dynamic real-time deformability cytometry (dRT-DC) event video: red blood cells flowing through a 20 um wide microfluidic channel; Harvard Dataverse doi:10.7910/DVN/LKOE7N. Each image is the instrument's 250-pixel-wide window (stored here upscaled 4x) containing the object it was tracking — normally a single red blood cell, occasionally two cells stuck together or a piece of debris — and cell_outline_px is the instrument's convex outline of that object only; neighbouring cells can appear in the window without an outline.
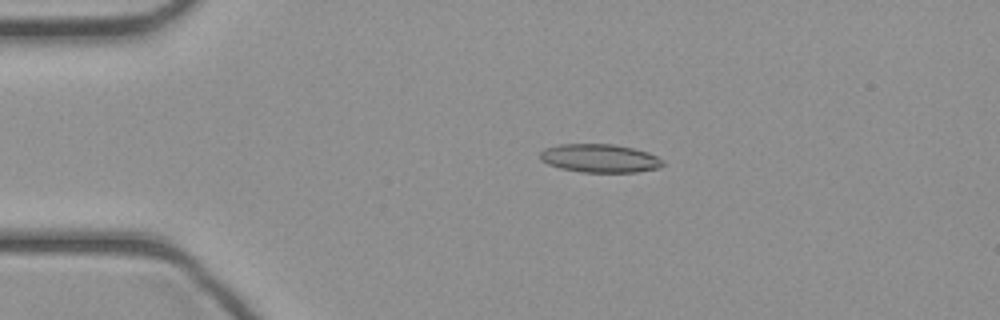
{"species": "common noctule bat (a hibernating species)", "species_latin": "Nyctalus noctula", "temperature_condition": "cold", "stored_images_in_passage": 26, "camera_frame_rate_fps": 3000, "um_per_image_px": 0.085, "animal": {"sex": "female", "body_mass_g": 21.9}, "frame": {"image": 1, "passage_image": 7, "time_ms": 2.0, "image_size_px": [1000, 320], "cell_outline_px": [[664, 164], [660, 168], [636, 172], [580, 172], [560, 168], [548, 164], [540, 160], [540, 152], [544, 148], [560, 144], [612, 144], [632, 148], [648, 152], [664, 160]], "centroid_in_image_um": [50.98, 13.46], "position_along_channel_um": 34.0, "area_um2": 20.4}}
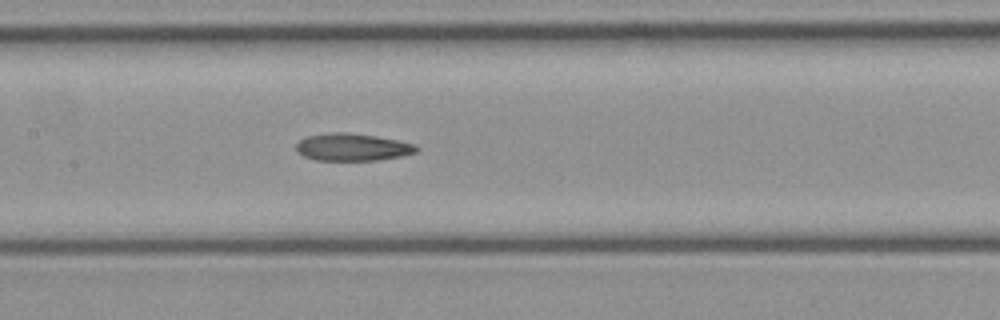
{"frame": {"image": 2, "passage_image": 19, "time_ms": 6.0, "image_size_px": [1000, 320], "cell_outline_px": [[420, 148], [416, 152], [404, 156], [376, 160], [316, 160], [304, 156], [296, 152], [296, 144], [300, 140], [308, 136], [332, 132], [348, 132], [376, 136], [400, 140], [416, 144]], "centroid_in_image_um": [30.0, 12.5], "position_along_channel_um": 177.4, "area_um2": 19.36}}
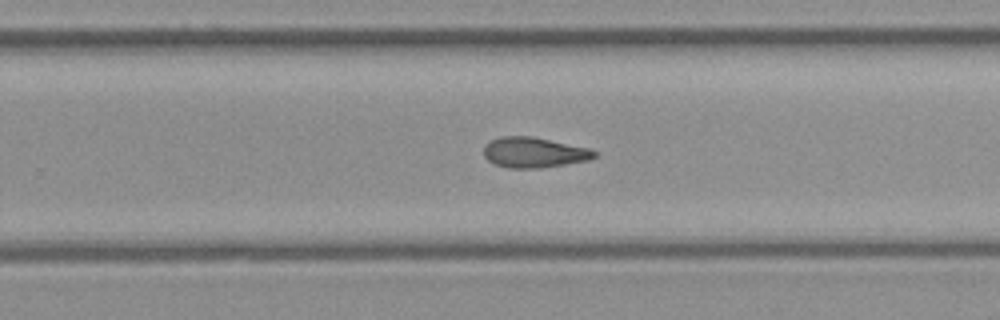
{"frame": {"image": 3, "passage_image": 26, "time_ms": 8.333, "image_size_px": [1000, 320], "cell_outline_px": [[596, 156], [588, 160], [540, 168], [508, 168], [492, 164], [484, 156], [484, 144], [500, 136], [532, 136], [588, 148], [596, 152]], "centroid_in_image_um": [45.33, 12.96], "position_along_channel_um": 284.5, "area_um2": 19.54}}